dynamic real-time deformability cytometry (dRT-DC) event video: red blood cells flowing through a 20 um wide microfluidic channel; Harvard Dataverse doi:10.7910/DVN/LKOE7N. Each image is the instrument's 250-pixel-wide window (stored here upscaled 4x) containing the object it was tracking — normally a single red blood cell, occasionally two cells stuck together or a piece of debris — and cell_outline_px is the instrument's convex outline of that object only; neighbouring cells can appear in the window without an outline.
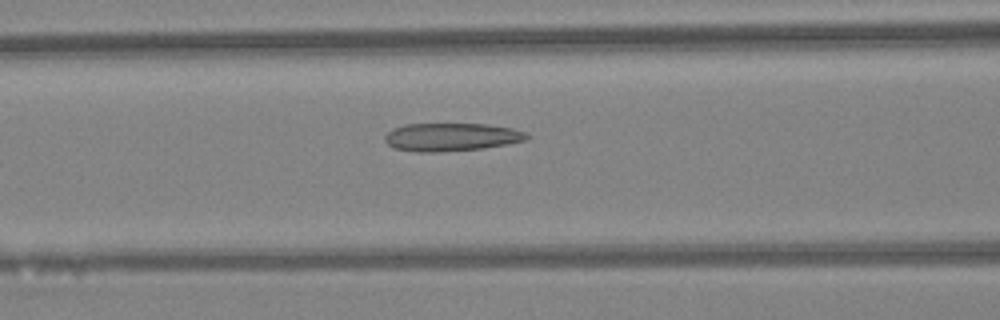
{"species": "Egyptian fruit bat (a non-hibernating species)", "species_latin": "Rousettus aegyptiacus", "temperature_condition": "warm", "stored_images_in_passage": 30, "camera_frame_rate_fps": 3000, "um_per_image_px": 0.085, "animal": {"sex": "female"}, "frame": {"image": 1, "passage_image": 5, "time_ms": 1.333, "image_size_px": [1000, 320], "cell_outline_px": [[532, 136], [524, 140], [508, 144], [484, 148], [436, 152], [420, 152], [396, 148], [388, 144], [384, 140], [384, 136], [392, 128], [404, 124], [484, 124], [512, 128], [524, 132]], "centroid_in_image_um": [38.35, 11.64], "position_along_channel_um": 128.2, "area_um2": 23.12}}
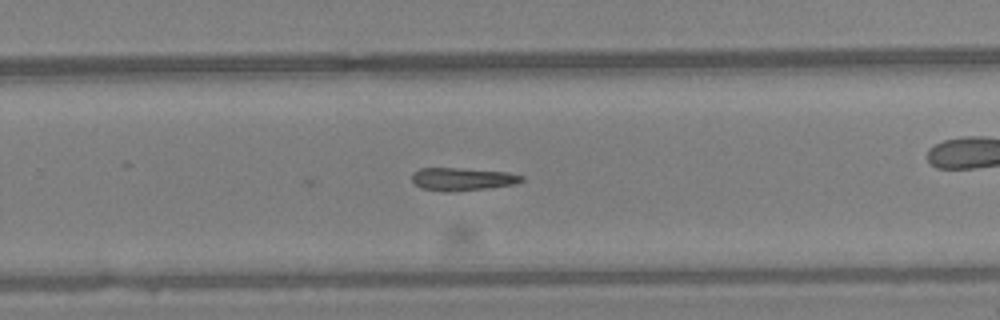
{"frame": {"image": 2, "passage_image": 13, "time_ms": 4.0, "image_size_px": [1000, 320], "cell_outline_px": [[524, 180], [516, 184], [488, 188], [452, 192], [448, 192], [420, 188], [412, 180], [412, 172], [420, 168], [460, 168], [508, 172], [524, 176]], "centroid_in_image_um": [39.31, 15.22], "position_along_channel_um": 290.5, "area_um2": 14.74}}